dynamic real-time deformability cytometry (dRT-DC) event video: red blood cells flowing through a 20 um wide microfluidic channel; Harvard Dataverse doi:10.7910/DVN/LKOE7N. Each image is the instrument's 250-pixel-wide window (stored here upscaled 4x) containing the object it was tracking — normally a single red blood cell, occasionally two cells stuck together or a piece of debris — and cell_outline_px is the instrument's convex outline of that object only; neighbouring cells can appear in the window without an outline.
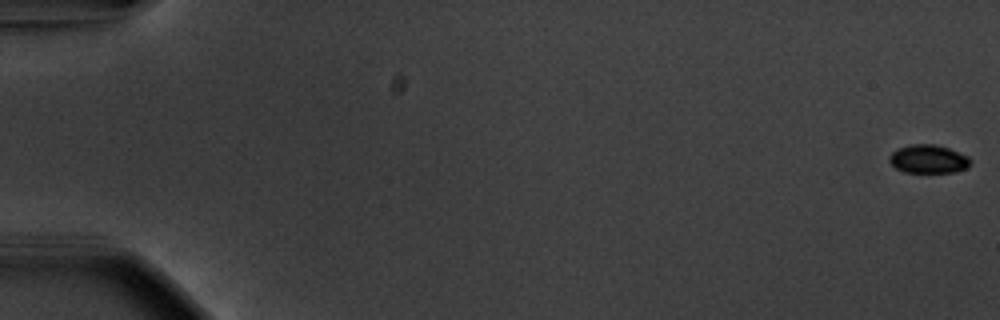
{"species": "common noctule bat (a hibernating species)", "species_latin": "Nyctalus noctula", "temperature_condition": "warm", "stored_images_in_passage": 56, "camera_frame_rate_fps": 3000, "um_per_image_px": 0.085, "animal": {"sex": "male", "body_mass_g": 20.1, "forearm_length_mm": 53.5}, "frame": {"image": 1, "passage_image": 1, "time_ms": 0.0, "image_size_px": [1000, 320], "cell_outline_px": [[972, 160], [964, 168], [956, 172], [904, 172], [896, 168], [888, 160], [888, 156], [896, 148], [912, 144], [936, 144], [948, 148], [968, 156]], "centroid_in_image_um": [78.87, 13.5], "position_along_channel_um": 6.1, "area_um2": 13.41}}
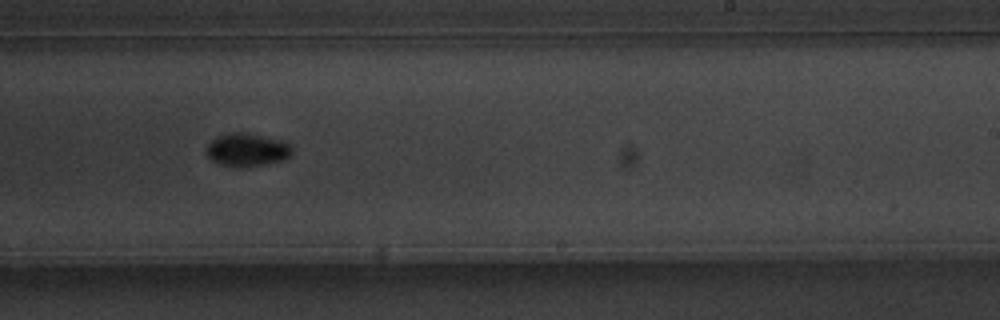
{"frame": {"image": 2, "passage_image": 36, "time_ms": 11.667, "image_size_px": [1000, 320], "cell_outline_px": [[292, 152], [284, 160], [236, 168], [220, 164], [212, 160], [208, 156], [208, 144], [216, 136], [228, 132], [248, 132], [280, 140], [288, 144], [292, 148]], "centroid_in_image_um": [20.97, 12.71], "position_along_channel_um": 268.0, "area_um2": 16.36}}
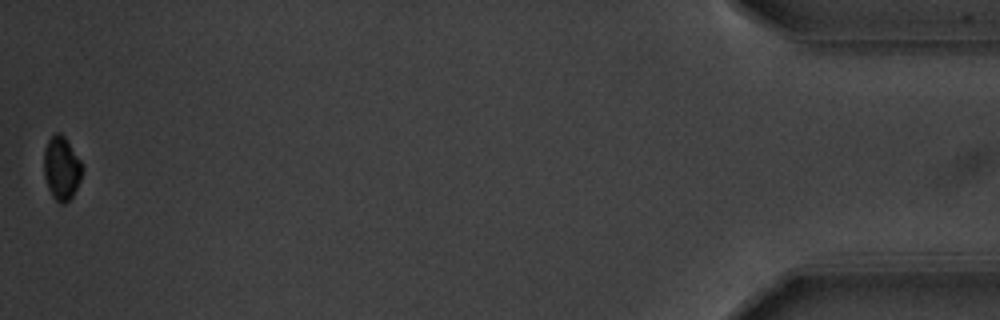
{"frame": {"image": 3, "passage_image": 56, "time_ms": 18.333, "image_size_px": [1000, 320], "cell_outline_px": [[84, 168], [80, 180], [72, 196], [64, 204], [60, 204], [52, 196], [48, 188], [44, 176], [44, 148], [48, 140], [56, 132], [60, 132], [64, 136], [80, 160]], "centroid_in_image_um": [5.23, 14.3], "position_along_channel_um": 430.0, "area_um2": 14.16}, "authors_computed_cell_mechanics": {"area_um2": 15.1436, "velocity_mm_per_s": 3.7209, "shape_relaxation_time_tau1_ms": 8.9565, "shape_relaxation_time_tau2_ms": null, "deformation_change_tau1": 0.1667, "deformation_change_tau2": null}}